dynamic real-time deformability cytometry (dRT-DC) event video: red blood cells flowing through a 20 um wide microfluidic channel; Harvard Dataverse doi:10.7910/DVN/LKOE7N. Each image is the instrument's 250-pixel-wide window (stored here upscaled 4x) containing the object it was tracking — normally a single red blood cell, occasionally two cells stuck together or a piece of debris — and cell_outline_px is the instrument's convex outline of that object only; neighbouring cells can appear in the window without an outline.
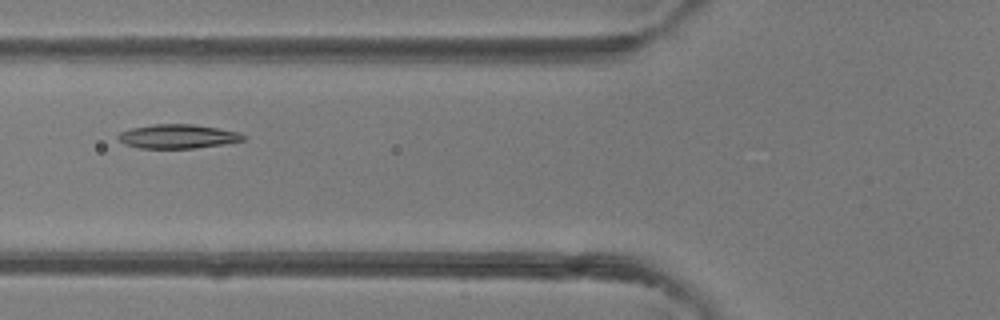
{"species": "common noctule bat (a hibernating species)", "species_latin": "Nyctalus noctula", "temperature_condition": "room temperature", "stored_images_in_passage": 5, "camera_frame_rate_fps": 3000, "um_per_image_px": 0.085, "animal": {"sex": "female"}, "frame": {"image": 1, "passage_image": 5, "time_ms": 4.333, "image_size_px": [1000, 320], "cell_outline_px": [[248, 140], [224, 144], [192, 148], [140, 148], [124, 144], [116, 136], [120, 132], [132, 128], [156, 124], [192, 124], [240, 132], [248, 136]], "centroid_in_image_um": [15.17, 11.59], "position_along_channel_um": 110.6, "area_um2": 17.57}}